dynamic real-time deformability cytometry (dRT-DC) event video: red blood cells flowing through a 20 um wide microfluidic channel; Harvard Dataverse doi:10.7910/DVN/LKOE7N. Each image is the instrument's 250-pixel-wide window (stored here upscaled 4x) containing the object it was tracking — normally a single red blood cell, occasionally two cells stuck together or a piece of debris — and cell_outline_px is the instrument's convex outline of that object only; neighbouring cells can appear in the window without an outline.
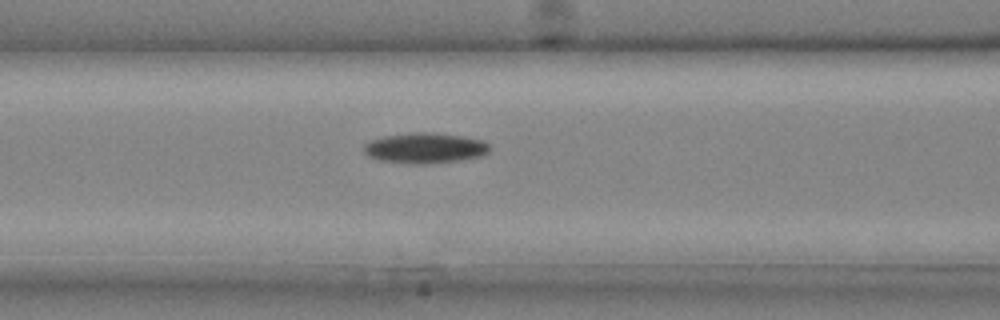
{"species": "common noctule bat (a hibernating species)", "species_latin": "Nyctalus noctula", "temperature_condition": "cold", "stored_images_in_passage": 21, "camera_frame_rate_fps": 3000, "um_per_image_px": 0.085, "animal": {"sex": "male", "body_mass_g": 20.4}, "frame": {"image": 1, "passage_image": 4, "time_ms": 1.0, "image_size_px": [1000, 320], "cell_outline_px": [[488, 152], [480, 156], [460, 160], [432, 164], [412, 164], [376, 160], [368, 156], [364, 152], [364, 144], [372, 140], [384, 136], [416, 132], [424, 132], [460, 136], [484, 140], [488, 144]], "centroid_in_image_um": [36.09, 12.6], "position_along_channel_um": 130.5, "area_um2": 22.25}}
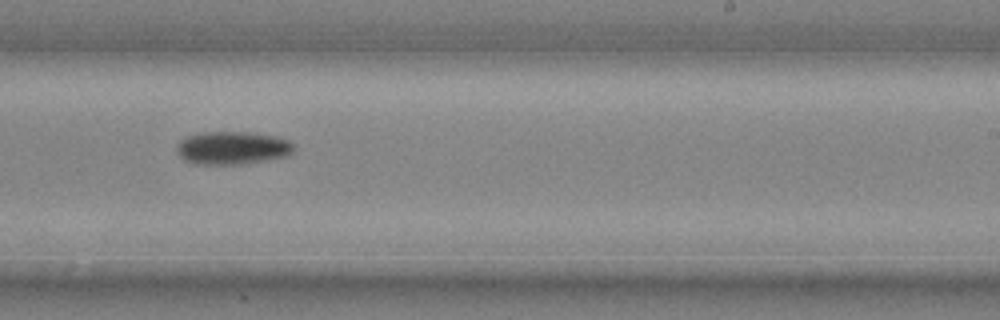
{"frame": {"image": 2, "passage_image": 11, "time_ms": 3.333, "image_size_px": [1000, 320], "cell_outline_px": [[292, 152], [288, 156], [268, 160], [244, 164], [192, 164], [184, 160], [180, 156], [176, 148], [180, 140], [188, 136], [204, 132], [248, 132], [276, 136], [288, 140], [292, 144]], "centroid_in_image_um": [19.74, 12.58], "position_along_channel_um": 269.3, "area_um2": 22.54}}
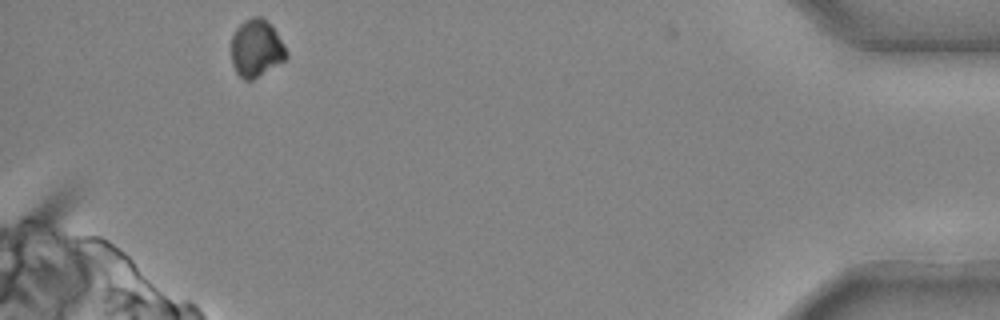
{"frame": {"image": 3, "passage_image": 21, "time_ms": 6.667, "image_size_px": [1000, 320], "cell_outline_px": [[288, 56], [284, 60], [252, 80], [244, 80], [236, 72], [232, 64], [232, 36], [236, 28], [244, 20], [252, 16], [260, 16], [272, 24], [284, 44], [288, 52]], "centroid_in_image_um": [21.79, 4.08], "position_along_channel_um": 413.4, "area_um2": 18.5}}